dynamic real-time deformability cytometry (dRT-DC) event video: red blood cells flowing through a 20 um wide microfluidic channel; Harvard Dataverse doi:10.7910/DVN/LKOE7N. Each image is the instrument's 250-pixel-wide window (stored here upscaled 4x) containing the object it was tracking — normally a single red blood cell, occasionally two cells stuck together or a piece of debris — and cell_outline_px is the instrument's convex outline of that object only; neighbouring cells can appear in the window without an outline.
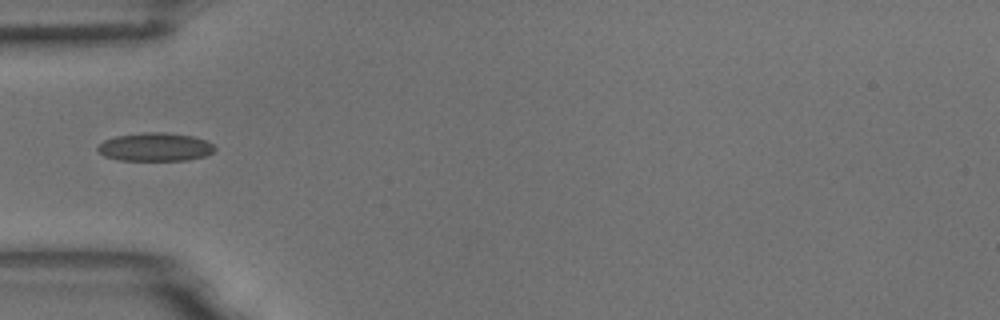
{"species": "common noctule bat (a hibernating species)", "species_latin": "Nyctalus noctula", "temperature_condition": "room temperature", "stored_images_in_passage": 10, "camera_frame_rate_fps": 3000, "um_per_image_px": 0.085, "animal": {"sex": "male", "body_mass_g": 18.8}, "frame": {"image": 1, "passage_image": 5, "time_ms": 1.333, "image_size_px": [1000, 320], "cell_outline_px": [[216, 148], [212, 152], [204, 156], [188, 160], [116, 160], [104, 156], [96, 148], [104, 140], [116, 136], [148, 132], [164, 132], [192, 136], [204, 140], [212, 144]], "centroid_in_image_um": [13.17, 12.5], "position_along_channel_um": 71.8, "area_um2": 19.19}}
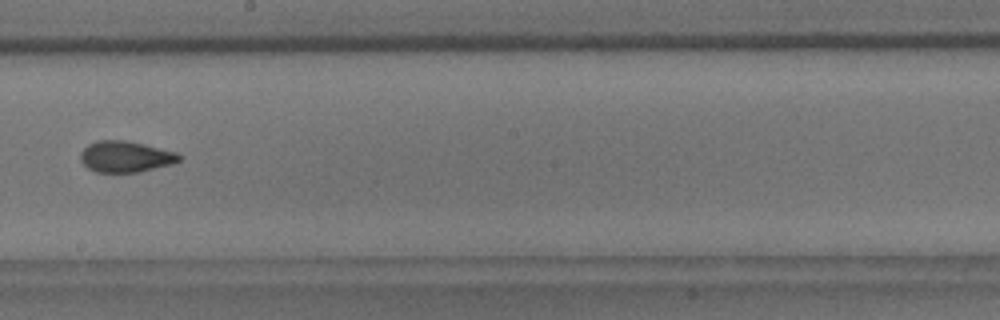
{"frame": {"image": 2, "passage_image": 9, "time_ms": 2.667, "image_size_px": [1000, 320], "cell_outline_px": [[184, 156], [180, 160], [172, 164], [140, 172], [96, 172], [88, 168], [80, 160], [80, 152], [88, 144], [96, 140], [128, 140], [176, 152]], "centroid_in_image_um": [10.68, 13.31], "position_along_channel_um": 237.5, "area_um2": 18.09}}